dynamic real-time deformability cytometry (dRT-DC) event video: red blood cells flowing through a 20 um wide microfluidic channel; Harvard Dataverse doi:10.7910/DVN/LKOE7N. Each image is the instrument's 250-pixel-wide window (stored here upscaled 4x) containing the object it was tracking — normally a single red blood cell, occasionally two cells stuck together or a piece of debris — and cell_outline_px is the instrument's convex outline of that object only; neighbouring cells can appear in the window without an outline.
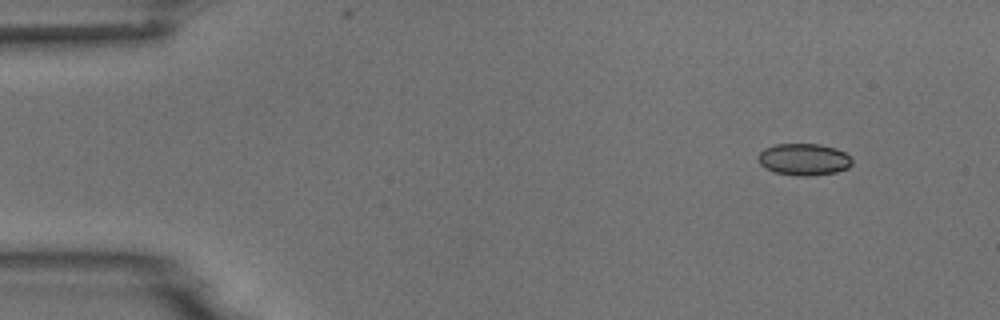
{"species": "common noctule bat (a hibernating species)", "species_latin": "Nyctalus noctula", "temperature_condition": "room temperature", "stored_images_in_passage": 4, "camera_frame_rate_fps": 3000, "um_per_image_px": 0.085, "animal": {"sex": "male", "body_mass_g": 18.8}, "frame": {"image": 1, "passage_image": 1, "time_ms": 0.0, "image_size_px": [1000, 320], "cell_outline_px": [[852, 164], [848, 168], [836, 172], [804, 176], [796, 176], [776, 172], [764, 168], [756, 160], [756, 156], [764, 148], [776, 144], [820, 144], [836, 148], [852, 156]], "centroid_in_image_um": [68.31, 13.54], "position_along_channel_um": 16.7, "area_um2": 17.63}}
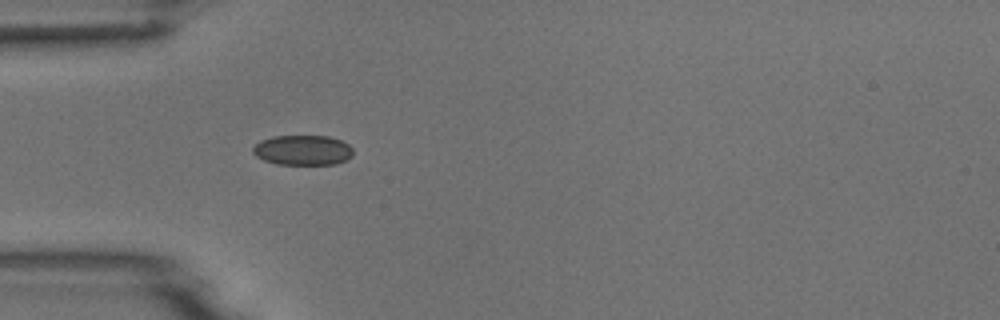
{"frame": {"image": 2, "passage_image": 4, "time_ms": 3.667, "image_size_px": [1000, 320], "cell_outline_px": [[352, 156], [336, 164], [276, 164], [264, 160], [256, 156], [252, 152], [252, 148], [260, 140], [272, 136], [328, 136], [340, 140], [348, 144], [352, 148]], "centroid_in_image_um": [25.71, 12.76], "position_along_channel_um": 59.3, "area_um2": 17.51}}